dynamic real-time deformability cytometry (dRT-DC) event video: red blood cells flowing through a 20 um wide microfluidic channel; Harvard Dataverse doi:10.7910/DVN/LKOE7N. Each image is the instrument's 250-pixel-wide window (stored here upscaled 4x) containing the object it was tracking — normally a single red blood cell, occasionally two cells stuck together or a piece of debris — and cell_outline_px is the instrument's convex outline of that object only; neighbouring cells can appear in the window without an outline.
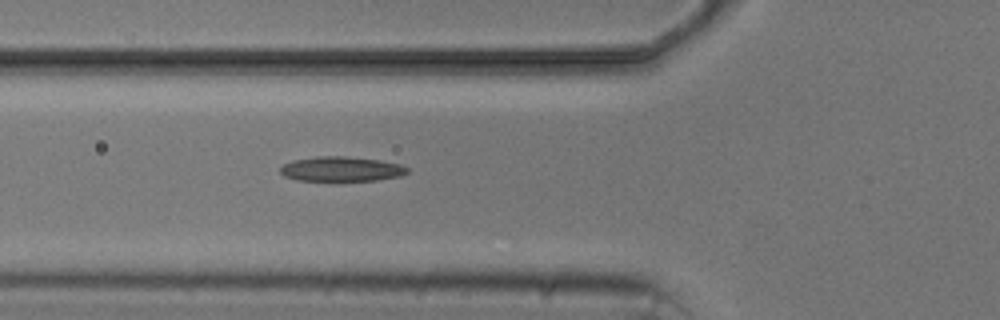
{"species": "common noctule bat (a hibernating species)", "species_latin": "Nyctalus noctula", "temperature_condition": "cold", "stored_images_in_passage": 4, "camera_frame_rate_fps": 3000, "um_per_image_px": 0.085, "animal": {"sex": "male", "body_mass_g": 20.5, "forearm_length_mm": 52.5}, "frame": {"image": 1, "passage_image": 4, "time_ms": 3.333, "image_size_px": [1000, 320], "cell_outline_px": [[408, 172], [400, 176], [376, 180], [336, 184], [296, 180], [284, 176], [280, 172], [280, 168], [284, 164], [292, 160], [316, 156], [348, 156], [380, 160], [400, 164], [408, 168]], "centroid_in_image_um": [28.97, 14.41], "position_along_channel_um": 96.8, "area_um2": 19.42}}